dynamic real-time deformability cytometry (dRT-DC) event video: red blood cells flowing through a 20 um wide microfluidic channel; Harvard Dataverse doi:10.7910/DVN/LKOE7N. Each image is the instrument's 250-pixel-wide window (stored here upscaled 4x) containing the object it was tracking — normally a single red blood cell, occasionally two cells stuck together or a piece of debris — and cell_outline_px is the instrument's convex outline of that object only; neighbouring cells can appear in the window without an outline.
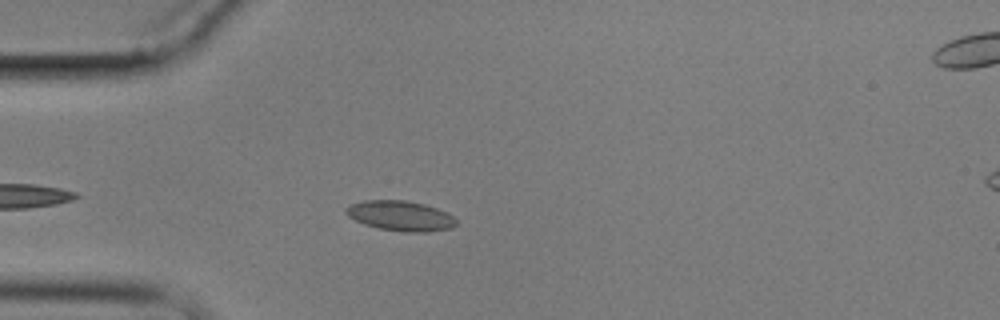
{"species": "common noctule bat (a hibernating species)", "species_latin": "Nyctalus noctula", "temperature_condition": "cold", "stored_images_in_passage": 4, "camera_frame_rate_fps": 3000, "um_per_image_px": 0.085, "animal": {"sex": "male", "body_mass_g": 17.9}, "frame": {"image": 1, "passage_image": 4, "time_ms": 3.333, "image_size_px": [1000, 320], "cell_outline_px": [[456, 224], [452, 228], [428, 232], [408, 232], [380, 228], [364, 224], [348, 216], [344, 212], [344, 208], [348, 204], [364, 200], [404, 200], [424, 204], [436, 208], [452, 216], [456, 220]], "centroid_in_image_um": [34.0, 18.34], "position_along_channel_um": 51.0, "area_um2": 19.25}}